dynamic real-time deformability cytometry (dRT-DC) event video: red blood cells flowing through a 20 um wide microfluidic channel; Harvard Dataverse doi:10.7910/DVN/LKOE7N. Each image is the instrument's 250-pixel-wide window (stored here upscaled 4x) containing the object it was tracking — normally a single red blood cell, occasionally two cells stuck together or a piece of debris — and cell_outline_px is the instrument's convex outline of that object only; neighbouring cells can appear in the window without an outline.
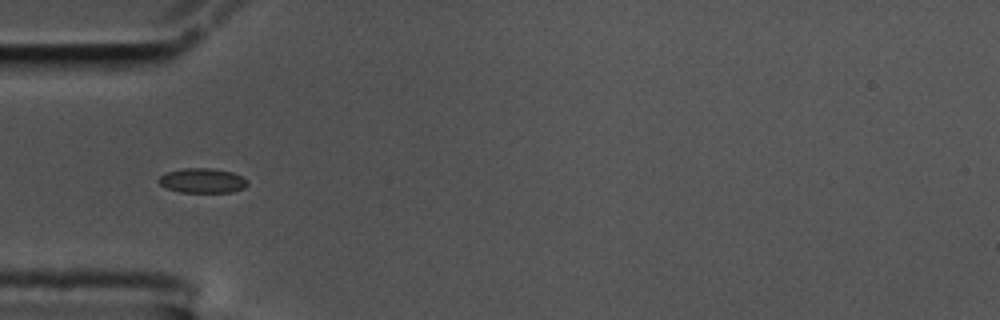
{"species": "common noctule bat (a hibernating species)", "species_latin": "Nyctalus noctula", "temperature_condition": "cold", "stored_images_in_passage": 41, "camera_frame_rate_fps": 3000, "um_per_image_px": 0.085, "animal": {"sex": "male", "body_mass_g": 17.5, "forearm_length_mm": 52.3}, "frame": {"image": 1, "passage_image": 1, "time_ms": 0.0, "image_size_px": [1000, 320], "cell_outline_px": [[248, 184], [244, 188], [232, 192], [180, 192], [168, 188], [160, 184], [156, 180], [160, 176], [168, 172], [184, 168], [212, 168], [232, 172], [248, 180]], "centroid_in_image_um": [17.21, 15.35], "position_along_channel_um": 67.8, "area_um2": 12.72}}
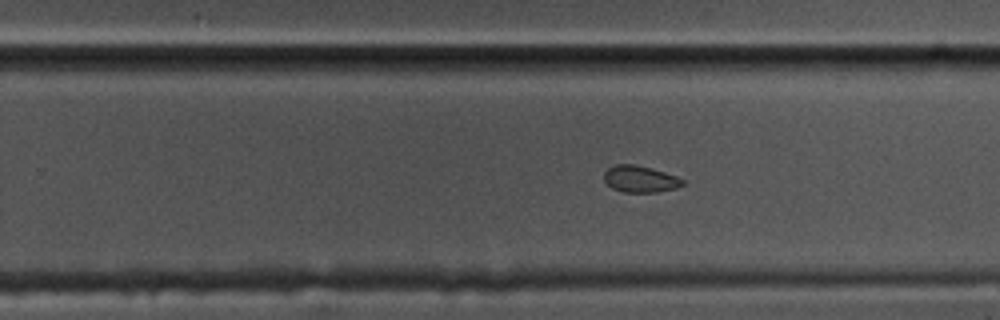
{"frame": {"image": 2, "passage_image": 19, "time_ms": 6.0, "image_size_px": [1000, 320], "cell_outline_px": [[684, 184], [676, 188], [656, 192], [624, 192], [612, 188], [604, 180], [604, 172], [608, 168], [616, 164], [636, 164], [664, 172], [676, 176], [684, 180]], "centroid_in_image_um": [54.4, 15.21], "position_along_channel_um": 275.4, "area_um2": 12.14}}
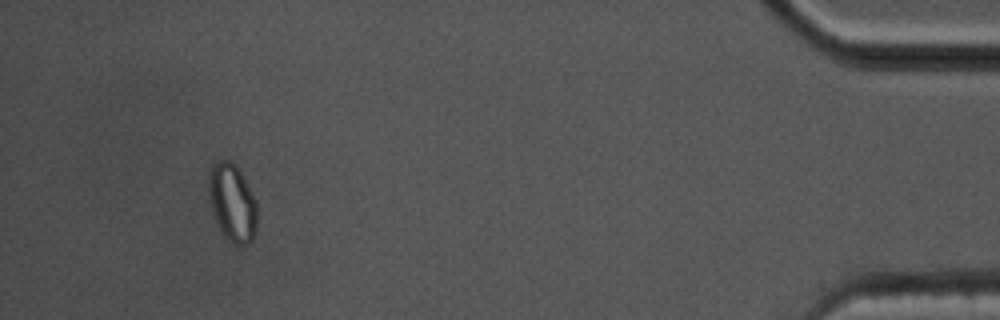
{"frame": {"image": 3, "passage_image": 37, "time_ms": 12.0, "image_size_px": [1000, 320], "cell_outline_px": [[256, 236], [248, 244], [232, 244], [224, 236], [212, 212], [208, 188], [208, 176], [212, 164], [216, 160], [228, 160], [240, 168], [256, 200]], "centroid_in_image_um": [19.75, 17.2], "position_along_channel_um": 415.5, "area_um2": 22.2}, "authors_computed_cell_mechanics": {"area_um2": 12.8316, "velocity_mm_per_s": 3.4695, "shape_relaxation_time_tau1_ms": null, "shape_relaxation_time_tau2_ms": 3.519, "deformation_change_tau1": null, "deformation_change_tau2": 0.0571}}